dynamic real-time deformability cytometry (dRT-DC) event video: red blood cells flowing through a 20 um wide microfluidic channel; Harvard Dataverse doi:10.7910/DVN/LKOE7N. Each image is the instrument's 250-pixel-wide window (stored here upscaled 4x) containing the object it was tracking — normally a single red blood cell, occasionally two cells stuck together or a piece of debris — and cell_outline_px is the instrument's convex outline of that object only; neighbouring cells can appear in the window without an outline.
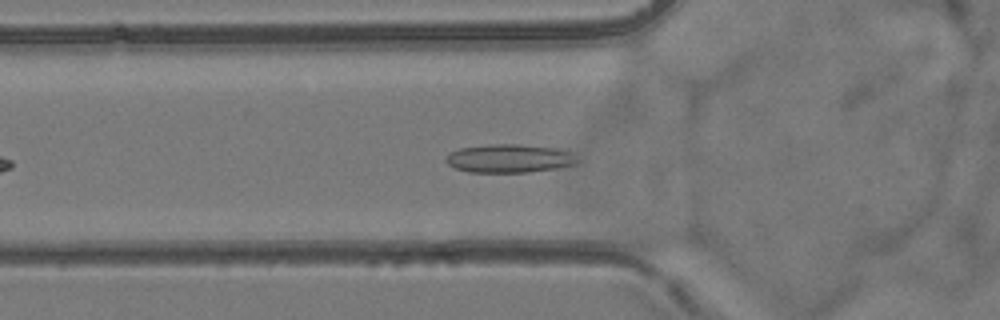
{"species": "common noctule bat (a hibernating species)", "species_latin": "Nyctalus noctula", "temperature_condition": "room temperature", "stored_images_in_passage": 40, "camera_frame_rate_fps": 3000, "um_per_image_px": 0.085, "animal": {"sex": "female", "body_mass_g": 24.6, "forearm_length_mm": 56.2}, "frame": {"image": 1, "passage_image": 8, "time_ms": 2.333, "image_size_px": [1000, 320], "cell_outline_px": [[580, 160], [576, 164], [556, 168], [528, 172], [468, 172], [456, 168], [448, 164], [444, 160], [452, 152], [460, 148], [488, 144], [520, 144], [556, 148], [568, 152]], "centroid_in_image_um": [43.29, 13.47], "position_along_channel_um": 82.5, "area_um2": 21.62}}
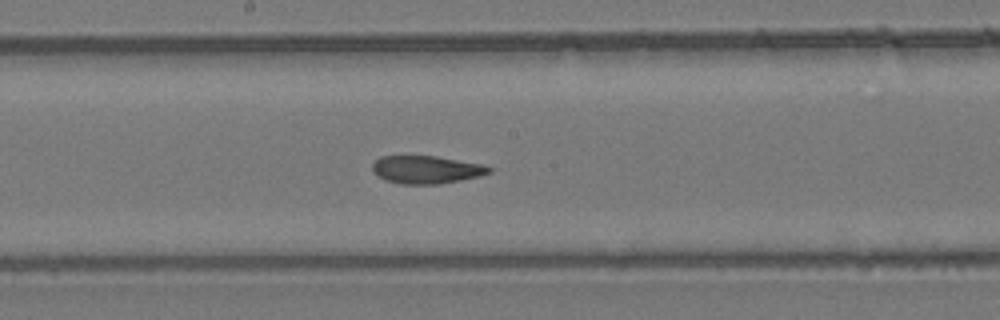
{"frame": {"image": 2, "passage_image": 18, "time_ms": 5.667, "image_size_px": [1000, 320], "cell_outline_px": [[492, 172], [480, 176], [440, 184], [400, 184], [384, 180], [372, 172], [372, 164], [380, 156], [436, 156], [484, 164], [492, 168]], "centroid_in_image_um": [36.24, 14.42], "position_along_channel_um": 212.0, "area_um2": 19.13}}
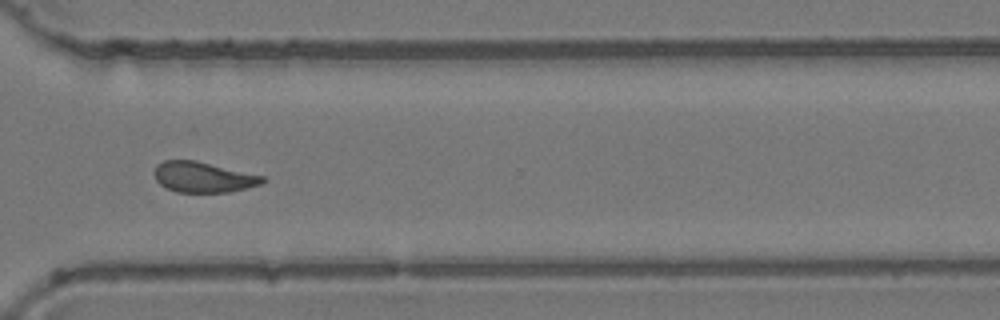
{"frame": {"image": 3, "passage_image": 29, "time_ms": 9.333, "image_size_px": [1000, 320], "cell_outline_px": [[268, 180], [260, 184], [228, 192], [176, 192], [164, 188], [156, 180], [152, 172], [156, 164], [164, 160], [196, 160], [264, 176]], "centroid_in_image_um": [17.22, 15.05], "position_along_channel_um": 353.4, "area_um2": 19.42}, "authors_computed_cell_mechanics": {"area_um2": 19.4786, "velocity_mm_per_s": 3.8597, "shape_relaxation_time_tau1_ms": null, "shape_relaxation_time_tau2_ms": 1.3886, "deformation_change_tau1": null, "deformation_change_tau2": 0.0785}}